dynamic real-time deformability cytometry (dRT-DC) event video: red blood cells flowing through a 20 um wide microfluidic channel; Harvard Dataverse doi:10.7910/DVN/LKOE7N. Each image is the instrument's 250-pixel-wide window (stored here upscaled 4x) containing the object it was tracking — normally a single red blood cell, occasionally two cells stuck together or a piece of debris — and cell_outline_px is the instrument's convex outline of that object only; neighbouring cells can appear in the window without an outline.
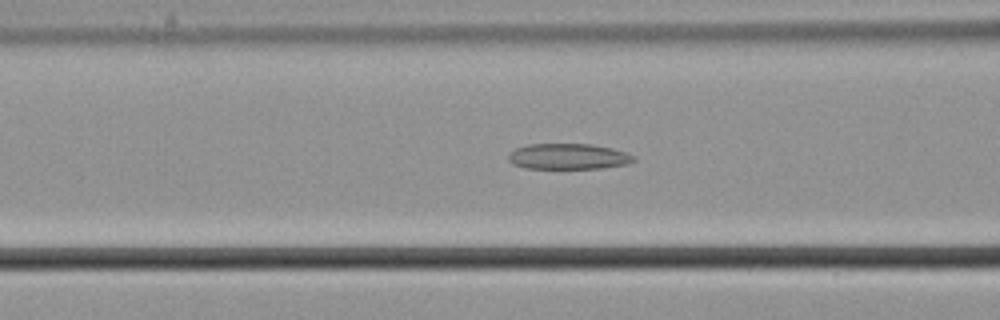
{"species": "common noctule bat (a hibernating species)", "species_latin": "Nyctalus noctula", "temperature_condition": "cold", "stored_images_in_passage": 56, "camera_frame_rate_fps": 3000, "um_per_image_px": 0.085, "animal": {"sex": "male", "body_mass_g": 21.5, "forearm_length_mm": 52.0}, "frame": {"image": 1, "passage_image": 22, "time_ms": 7.0, "image_size_px": [1000, 320], "cell_outline_px": [[636, 160], [628, 164], [600, 168], [524, 168], [512, 164], [508, 160], [508, 152], [516, 148], [528, 144], [592, 144], [612, 148], [636, 156]], "centroid_in_image_um": [48.29, 13.3], "position_along_channel_um": 118.3, "area_um2": 18.9}}
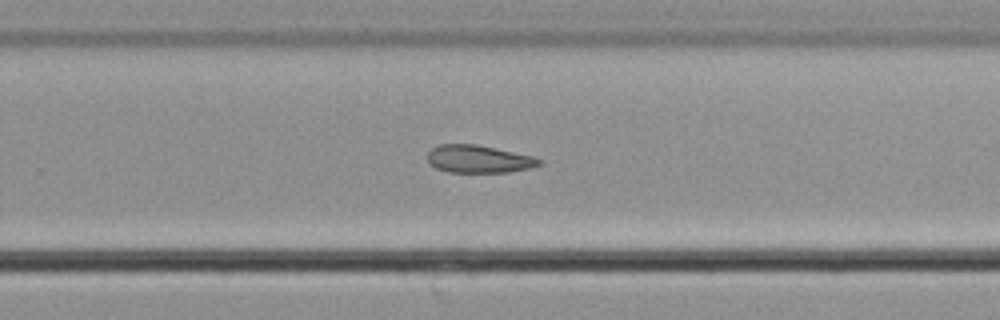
{"frame": {"image": 2, "passage_image": 36, "time_ms": 11.667, "image_size_px": [1000, 320], "cell_outline_px": [[544, 164], [532, 168], [508, 172], [448, 172], [436, 168], [428, 160], [428, 152], [432, 148], [440, 144], [476, 144], [532, 156], [544, 160]], "centroid_in_image_um": [40.74, 13.52], "position_along_channel_um": 289.1, "area_um2": 18.03}}
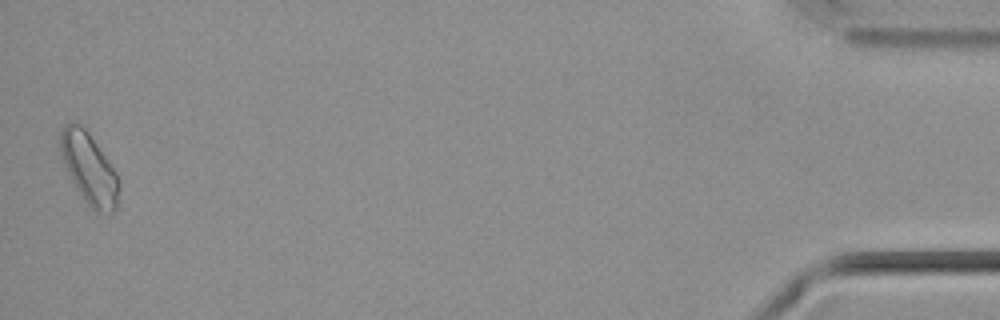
{"frame": {"image": 3, "passage_image": 55, "time_ms": 18.0, "image_size_px": [1000, 320], "cell_outline_px": [[120, 188], [116, 208], [112, 212], [96, 212], [84, 200], [76, 188], [56, 148], [60, 128], [64, 124], [80, 124], [88, 132], [116, 172], [120, 184]], "centroid_in_image_um": [7.53, 14.3], "position_along_channel_um": 427.7, "area_um2": 24.39}, "authors_computed_cell_mechanics": {"area_um2": 20.4034, "velocity_mm_per_s": 3.6625, "shape_relaxation_time_tau1_ms": 10.9602, "shape_relaxation_time_tau2_ms": 9.7007, "deformation_change_tau1": 0.1135, "deformation_change_tau2": 0.1585}}